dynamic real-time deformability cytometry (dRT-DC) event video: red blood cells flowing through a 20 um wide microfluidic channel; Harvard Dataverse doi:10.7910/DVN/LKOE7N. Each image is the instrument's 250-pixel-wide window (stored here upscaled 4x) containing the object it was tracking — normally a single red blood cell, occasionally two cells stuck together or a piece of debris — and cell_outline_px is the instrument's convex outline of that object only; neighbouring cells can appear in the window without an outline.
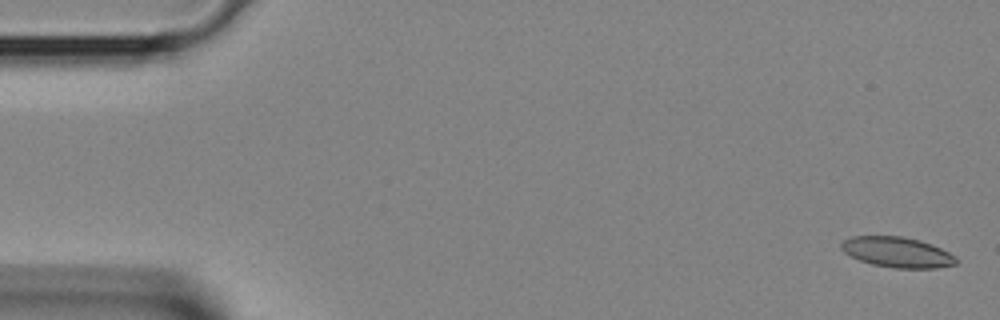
{"species": "Egyptian fruit bat (a non-hibernating species)", "species_latin": "Rousettus aegyptiacus", "temperature_condition": "room temperature", "stored_images_in_passage": 38, "camera_frame_rate_fps": 3000, "um_per_image_px": 0.085, "animal": {"sex": "female"}, "frame": {"image": 1, "passage_image": 1, "time_ms": 0.0, "image_size_px": [1000, 320], "cell_outline_px": [[956, 264], [936, 268], [896, 268], [872, 264], [860, 260], [844, 252], [840, 248], [840, 244], [844, 240], [852, 236], [900, 236], [920, 240], [932, 244], [956, 256]], "centroid_in_image_um": [76.26, 21.43], "position_along_channel_um": 8.7, "area_um2": 20.23}}
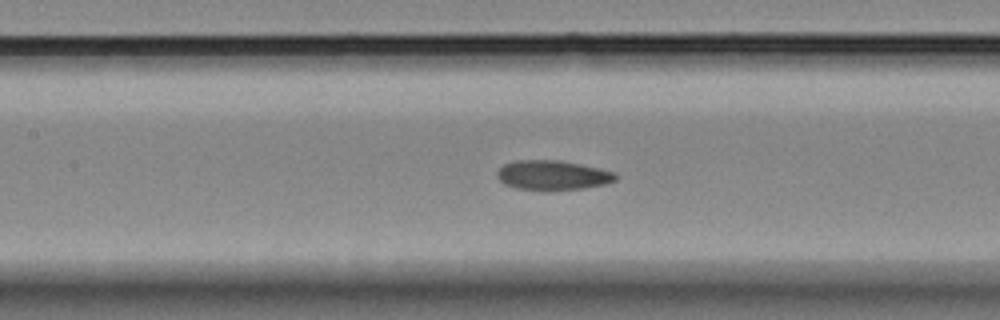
{"frame": {"image": 2, "passage_image": 17, "time_ms": 5.333, "image_size_px": [1000, 320], "cell_outline_px": [[616, 180], [604, 184], [584, 188], [548, 192], [544, 192], [516, 188], [504, 184], [496, 176], [496, 172], [504, 164], [516, 160], [560, 160], [600, 168], [616, 172]], "centroid_in_image_um": [46.95, 14.91], "position_along_channel_um": 160.4, "area_um2": 20.92}}
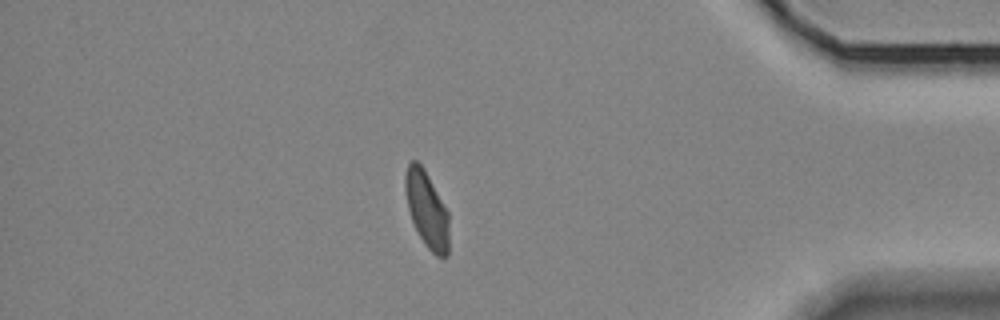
{"frame": {"image": 3, "passage_image": 33, "time_ms": 10.667, "image_size_px": [1000, 320], "cell_outline_px": [[448, 256], [436, 256], [424, 244], [412, 220], [408, 208], [404, 188], [404, 176], [408, 164], [412, 160], [416, 160], [424, 168], [448, 212]], "centroid_in_image_um": [36.26, 17.78], "position_along_channel_um": 398.9, "area_um2": 19.25}}